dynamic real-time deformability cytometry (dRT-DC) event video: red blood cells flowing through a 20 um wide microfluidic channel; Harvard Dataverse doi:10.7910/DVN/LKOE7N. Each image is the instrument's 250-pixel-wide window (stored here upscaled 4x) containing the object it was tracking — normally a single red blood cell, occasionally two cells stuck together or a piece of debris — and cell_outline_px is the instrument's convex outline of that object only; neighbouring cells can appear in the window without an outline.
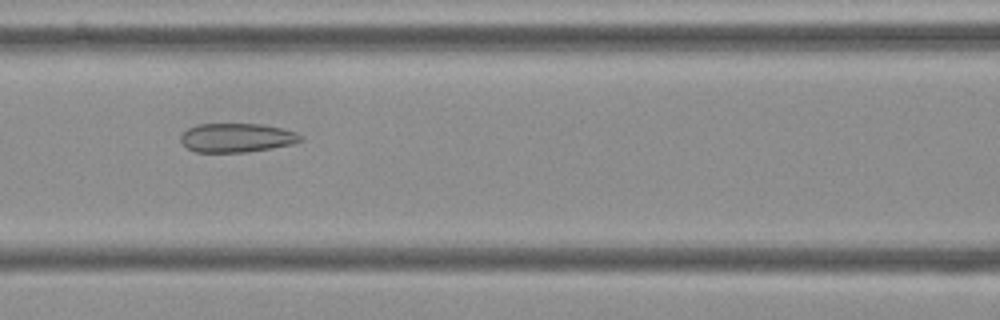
{"species": "Egyptian fruit bat (a non-hibernating species)", "species_latin": "Rousettus aegyptiacus", "temperature_condition": "cold", "stored_images_in_passage": 55, "camera_frame_rate_fps": 3000, "um_per_image_px": 0.085, "frame": {"image": 1, "passage_image": 24, "time_ms": 7.667, "image_size_px": [1000, 320], "cell_outline_px": [[304, 140], [292, 144], [272, 148], [244, 152], [196, 152], [188, 148], [180, 140], [180, 136], [188, 128], [196, 124], [264, 124], [284, 128], [296, 132], [304, 136]], "centroid_in_image_um": [20.17, 11.7], "position_along_channel_um": 146.4, "area_um2": 20.4}}
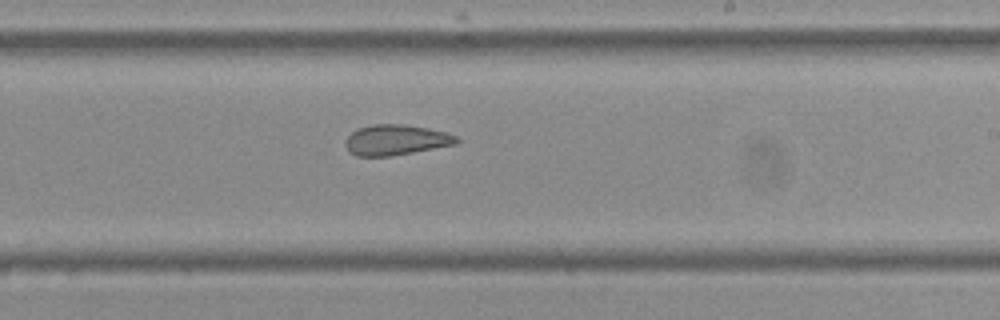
{"frame": {"image": 2, "passage_image": 33, "time_ms": 10.667, "image_size_px": [1000, 320], "cell_outline_px": [[460, 140], [456, 144], [412, 152], [388, 156], [356, 156], [348, 152], [344, 144], [344, 140], [356, 128], [372, 124], [404, 124], [428, 128], [448, 132], [456, 136]], "centroid_in_image_um": [33.62, 11.88], "position_along_channel_um": 255.4, "area_um2": 19.88}}
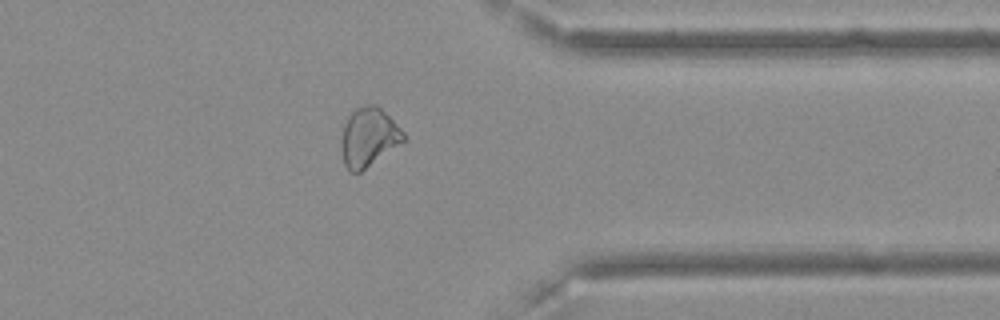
{"frame": {"image": 3, "passage_image": 44, "time_ms": 14.333, "image_size_px": [1000, 320], "cell_outline_px": [[404, 140], [360, 172], [348, 172], [344, 164], [340, 144], [344, 124], [348, 116], [356, 108], [364, 104], [376, 104], [404, 132]], "centroid_in_image_um": [31.28, 11.65], "position_along_channel_um": 380.1, "area_um2": 20.98}, "authors_computed_cell_mechanics": {"area_um2": 23.2934, "velocity_mm_per_s": 3.6381, "shape_relaxation_time_tau1_ms": null, "shape_relaxation_time_tau2_ms": 2.5272, "deformation_change_tau1": null, "deformation_change_tau2": 0.0989}}